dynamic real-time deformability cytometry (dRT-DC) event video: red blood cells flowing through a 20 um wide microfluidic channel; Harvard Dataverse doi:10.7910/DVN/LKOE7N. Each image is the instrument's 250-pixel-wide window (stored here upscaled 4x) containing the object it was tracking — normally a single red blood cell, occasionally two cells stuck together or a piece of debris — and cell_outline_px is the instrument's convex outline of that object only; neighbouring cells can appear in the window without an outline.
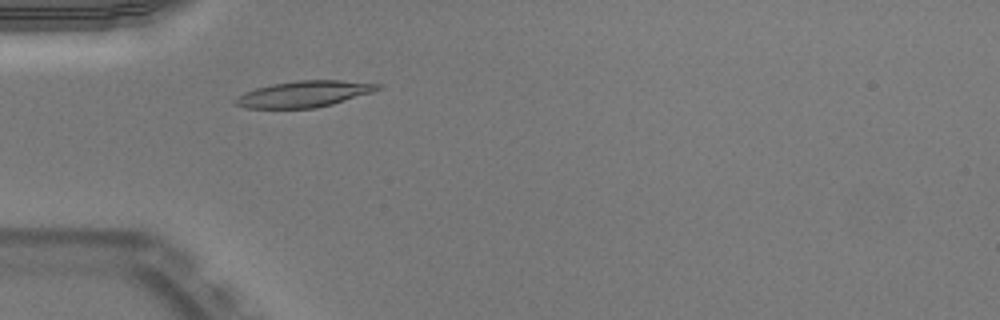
{"species": "Egyptian fruit bat (a non-hibernating species)", "species_latin": "Rousettus aegyptiacus", "temperature_condition": "warm", "stored_images_in_passage": 45, "camera_frame_rate_fps": 3000, "um_per_image_px": 0.085, "animal": {"sex": "male"}, "frame": {"image": 1, "passage_image": 10, "time_ms": 3.0, "image_size_px": [1000, 320], "cell_outline_px": [[380, 88], [372, 92], [332, 104], [316, 108], [244, 108], [232, 104], [232, 100], [236, 96], [244, 92], [256, 88], [272, 84], [300, 80], [340, 80], [380, 84]], "centroid_in_image_um": [25.75, 8.0], "position_along_channel_um": 59.2, "area_um2": 21.73}}
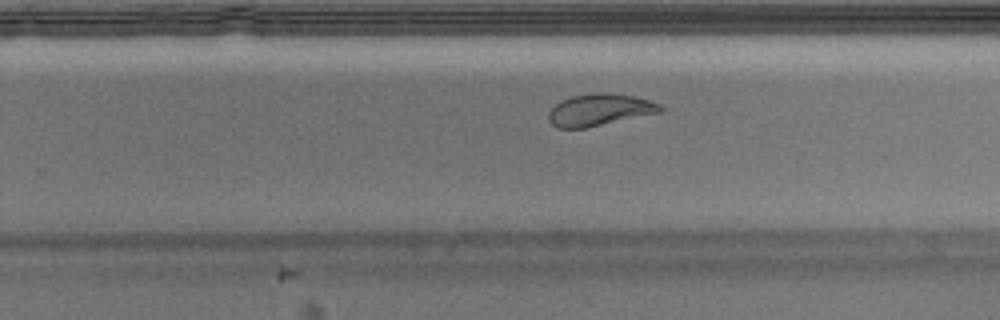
{"frame": {"image": 2, "passage_image": 27, "time_ms": 8.667, "image_size_px": [1000, 320], "cell_outline_px": [[664, 112], [584, 128], [556, 128], [548, 120], [548, 112], [560, 100], [572, 96], [592, 92], [608, 92], [632, 96], [648, 100], [660, 104], [664, 108]], "centroid_in_image_um": [50.97, 9.33], "position_along_channel_um": 278.8, "area_um2": 20.98}}
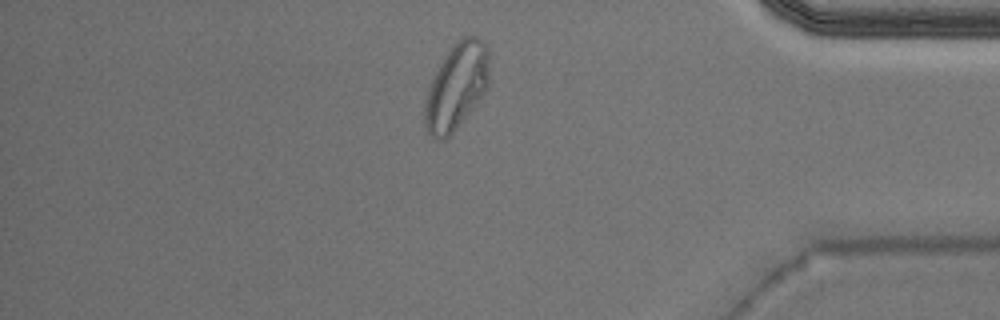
{"frame": {"image": 3, "passage_image": 38, "time_ms": 12.333, "image_size_px": [1000, 320], "cell_outline_px": [[488, 84], [484, 92], [472, 108], [456, 128], [444, 140], [432, 140], [424, 124], [424, 108], [428, 88], [440, 64], [452, 44], [464, 36], [476, 36], [484, 40], [488, 44]], "centroid_in_image_um": [38.79, 7.34], "position_along_channel_um": 396.4, "area_um2": 32.14}, "authors_computed_cell_mechanics": {"area_um2": 21.2704, "velocity_mm_per_s": 3.9457, "shape_relaxation_time_tau1_ms": 4.5346, "shape_relaxation_time_tau2_ms": 1.1488, "deformation_change_tau1": 0.1995, "deformation_change_tau2": 0.0752}}